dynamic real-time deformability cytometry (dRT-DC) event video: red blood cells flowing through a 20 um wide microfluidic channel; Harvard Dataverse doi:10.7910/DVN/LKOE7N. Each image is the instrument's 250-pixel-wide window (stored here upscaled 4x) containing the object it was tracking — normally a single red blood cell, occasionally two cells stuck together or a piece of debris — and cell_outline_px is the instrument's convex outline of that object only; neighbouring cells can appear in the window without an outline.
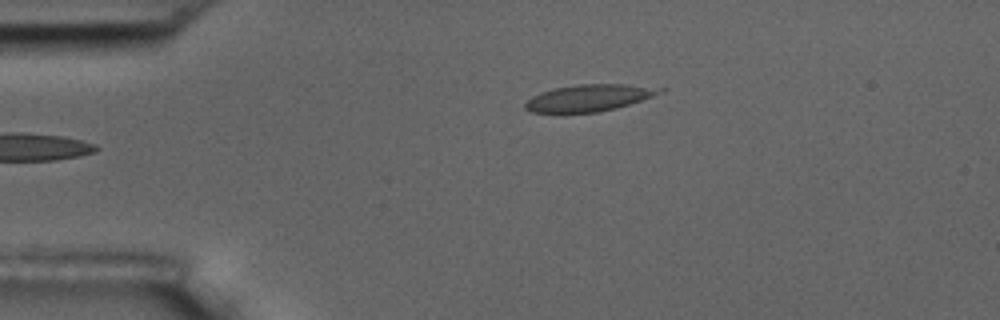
{"species": "common noctule bat (a hibernating species)", "species_latin": "Nyctalus noctula", "temperature_condition": "room temperature", "stored_images_in_passage": 2, "camera_frame_rate_fps": 3000, "um_per_image_px": 0.085, "animal": {"sex": "male", "body_mass_g": 17.5, "forearm_length_mm": 52.3}, "frame": {"image": 1, "passage_image": 2, "time_ms": 1.333, "image_size_px": [1000, 320], "cell_outline_px": [[668, 88], [664, 92], [616, 108], [600, 112], [532, 112], [524, 108], [524, 104], [532, 96], [540, 92], [556, 88], [580, 84], [624, 84]], "centroid_in_image_um": [50.09, 8.31], "position_along_channel_um": 34.9, "area_um2": 20.81}}